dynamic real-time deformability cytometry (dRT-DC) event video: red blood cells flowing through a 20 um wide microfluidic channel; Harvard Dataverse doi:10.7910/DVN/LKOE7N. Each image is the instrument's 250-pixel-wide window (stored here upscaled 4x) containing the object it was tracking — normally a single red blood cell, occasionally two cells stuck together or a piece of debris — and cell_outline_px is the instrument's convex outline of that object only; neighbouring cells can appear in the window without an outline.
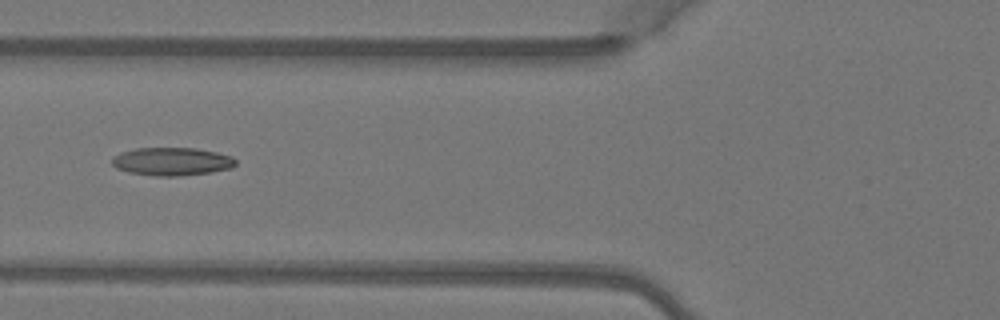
{"species": "Egyptian fruit bat (a non-hibernating species)", "species_latin": "Rousettus aegyptiacus", "temperature_condition": "warm", "stored_images_in_passage": 5, "camera_frame_rate_fps": 3000, "um_per_image_px": 0.085, "animal": {"sex": "female"}, "frame": {"image": 1, "passage_image": 5, "time_ms": 1.333, "image_size_px": [1000, 320], "cell_outline_px": [[236, 164], [232, 168], [212, 172], [176, 176], [156, 176], [128, 172], [116, 168], [112, 164], [112, 156], [120, 152], [136, 148], [196, 148], [216, 152], [232, 156], [236, 160]], "centroid_in_image_um": [14.6, 13.72], "position_along_channel_um": 111.2, "area_um2": 20.35}}